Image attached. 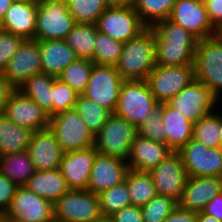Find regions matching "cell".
<instances>
[{
  "label": "cell",
  "mask_w": 222,
  "mask_h": 222,
  "mask_svg": "<svg viewBox=\"0 0 222 222\" xmlns=\"http://www.w3.org/2000/svg\"><path fill=\"white\" fill-rule=\"evenodd\" d=\"M172 150L163 143L135 136L126 160L128 168L149 172L155 168Z\"/></svg>",
  "instance_id": "603a6c76"
},
{
  "label": "cell",
  "mask_w": 222,
  "mask_h": 222,
  "mask_svg": "<svg viewBox=\"0 0 222 222\" xmlns=\"http://www.w3.org/2000/svg\"><path fill=\"white\" fill-rule=\"evenodd\" d=\"M128 170L126 160L97 153L93 161L87 190L98 195L100 192L125 181Z\"/></svg>",
  "instance_id": "d6986e66"
},
{
  "label": "cell",
  "mask_w": 222,
  "mask_h": 222,
  "mask_svg": "<svg viewBox=\"0 0 222 222\" xmlns=\"http://www.w3.org/2000/svg\"><path fill=\"white\" fill-rule=\"evenodd\" d=\"M211 25L222 30V0H203Z\"/></svg>",
  "instance_id": "f6af8a7d"
},
{
  "label": "cell",
  "mask_w": 222,
  "mask_h": 222,
  "mask_svg": "<svg viewBox=\"0 0 222 222\" xmlns=\"http://www.w3.org/2000/svg\"><path fill=\"white\" fill-rule=\"evenodd\" d=\"M6 222H26V221L6 215Z\"/></svg>",
  "instance_id": "9f6ffc18"
},
{
  "label": "cell",
  "mask_w": 222,
  "mask_h": 222,
  "mask_svg": "<svg viewBox=\"0 0 222 222\" xmlns=\"http://www.w3.org/2000/svg\"><path fill=\"white\" fill-rule=\"evenodd\" d=\"M97 33L96 24L76 23L64 40L78 59L92 61Z\"/></svg>",
  "instance_id": "4dcf8cb0"
},
{
  "label": "cell",
  "mask_w": 222,
  "mask_h": 222,
  "mask_svg": "<svg viewBox=\"0 0 222 222\" xmlns=\"http://www.w3.org/2000/svg\"><path fill=\"white\" fill-rule=\"evenodd\" d=\"M100 212L104 216H111L124 207L131 205L130 194L126 181L104 190L98 194Z\"/></svg>",
  "instance_id": "74e56055"
},
{
  "label": "cell",
  "mask_w": 222,
  "mask_h": 222,
  "mask_svg": "<svg viewBox=\"0 0 222 222\" xmlns=\"http://www.w3.org/2000/svg\"><path fill=\"white\" fill-rule=\"evenodd\" d=\"M75 24L66 3L39 0L34 40H64Z\"/></svg>",
  "instance_id": "8992f818"
},
{
  "label": "cell",
  "mask_w": 222,
  "mask_h": 222,
  "mask_svg": "<svg viewBox=\"0 0 222 222\" xmlns=\"http://www.w3.org/2000/svg\"><path fill=\"white\" fill-rule=\"evenodd\" d=\"M203 212L222 221V192L208 202Z\"/></svg>",
  "instance_id": "c3c4849f"
},
{
  "label": "cell",
  "mask_w": 222,
  "mask_h": 222,
  "mask_svg": "<svg viewBox=\"0 0 222 222\" xmlns=\"http://www.w3.org/2000/svg\"><path fill=\"white\" fill-rule=\"evenodd\" d=\"M17 187L0 172V212L6 213L8 211Z\"/></svg>",
  "instance_id": "ee69618b"
},
{
  "label": "cell",
  "mask_w": 222,
  "mask_h": 222,
  "mask_svg": "<svg viewBox=\"0 0 222 222\" xmlns=\"http://www.w3.org/2000/svg\"><path fill=\"white\" fill-rule=\"evenodd\" d=\"M196 222H222L214 216L207 215L203 211L196 212Z\"/></svg>",
  "instance_id": "f907efd6"
},
{
  "label": "cell",
  "mask_w": 222,
  "mask_h": 222,
  "mask_svg": "<svg viewBox=\"0 0 222 222\" xmlns=\"http://www.w3.org/2000/svg\"><path fill=\"white\" fill-rule=\"evenodd\" d=\"M25 187L53 204L70 190L59 169L35 171Z\"/></svg>",
  "instance_id": "4316f807"
},
{
  "label": "cell",
  "mask_w": 222,
  "mask_h": 222,
  "mask_svg": "<svg viewBox=\"0 0 222 222\" xmlns=\"http://www.w3.org/2000/svg\"><path fill=\"white\" fill-rule=\"evenodd\" d=\"M26 39L0 29V73H2L11 58Z\"/></svg>",
  "instance_id": "7bdbcfd3"
},
{
  "label": "cell",
  "mask_w": 222,
  "mask_h": 222,
  "mask_svg": "<svg viewBox=\"0 0 222 222\" xmlns=\"http://www.w3.org/2000/svg\"><path fill=\"white\" fill-rule=\"evenodd\" d=\"M155 33V54L157 66H183L194 64L198 39L182 26L169 19L157 22Z\"/></svg>",
  "instance_id": "6da1fadb"
},
{
  "label": "cell",
  "mask_w": 222,
  "mask_h": 222,
  "mask_svg": "<svg viewBox=\"0 0 222 222\" xmlns=\"http://www.w3.org/2000/svg\"><path fill=\"white\" fill-rule=\"evenodd\" d=\"M177 0H134L133 9L143 24L152 28L157 22L169 19Z\"/></svg>",
  "instance_id": "d6a6232c"
},
{
  "label": "cell",
  "mask_w": 222,
  "mask_h": 222,
  "mask_svg": "<svg viewBox=\"0 0 222 222\" xmlns=\"http://www.w3.org/2000/svg\"><path fill=\"white\" fill-rule=\"evenodd\" d=\"M137 134L152 141L166 144V136L162 121V104L154 107L150 115L137 128Z\"/></svg>",
  "instance_id": "60d3db41"
},
{
  "label": "cell",
  "mask_w": 222,
  "mask_h": 222,
  "mask_svg": "<svg viewBox=\"0 0 222 222\" xmlns=\"http://www.w3.org/2000/svg\"><path fill=\"white\" fill-rule=\"evenodd\" d=\"M219 136L221 140V147H222V114H219Z\"/></svg>",
  "instance_id": "11a10c76"
},
{
  "label": "cell",
  "mask_w": 222,
  "mask_h": 222,
  "mask_svg": "<svg viewBox=\"0 0 222 222\" xmlns=\"http://www.w3.org/2000/svg\"><path fill=\"white\" fill-rule=\"evenodd\" d=\"M0 172L18 187L25 186L35 172L28 150L0 156Z\"/></svg>",
  "instance_id": "f1b7e54d"
},
{
  "label": "cell",
  "mask_w": 222,
  "mask_h": 222,
  "mask_svg": "<svg viewBox=\"0 0 222 222\" xmlns=\"http://www.w3.org/2000/svg\"><path fill=\"white\" fill-rule=\"evenodd\" d=\"M27 150L35 171L58 169L64 153L49 127L33 133Z\"/></svg>",
  "instance_id": "44dd1931"
},
{
  "label": "cell",
  "mask_w": 222,
  "mask_h": 222,
  "mask_svg": "<svg viewBox=\"0 0 222 222\" xmlns=\"http://www.w3.org/2000/svg\"><path fill=\"white\" fill-rule=\"evenodd\" d=\"M54 76L39 73L27 79L18 88L25 96L34 100L48 115L53 116L52 85Z\"/></svg>",
  "instance_id": "f546056e"
},
{
  "label": "cell",
  "mask_w": 222,
  "mask_h": 222,
  "mask_svg": "<svg viewBox=\"0 0 222 222\" xmlns=\"http://www.w3.org/2000/svg\"><path fill=\"white\" fill-rule=\"evenodd\" d=\"M2 113L16 125L34 132L49 127V115L18 89L12 92Z\"/></svg>",
  "instance_id": "2e32d148"
},
{
  "label": "cell",
  "mask_w": 222,
  "mask_h": 222,
  "mask_svg": "<svg viewBox=\"0 0 222 222\" xmlns=\"http://www.w3.org/2000/svg\"><path fill=\"white\" fill-rule=\"evenodd\" d=\"M158 195L179 202L188 175L178 151L170 152L155 168L149 171Z\"/></svg>",
  "instance_id": "5bb4252c"
},
{
  "label": "cell",
  "mask_w": 222,
  "mask_h": 222,
  "mask_svg": "<svg viewBox=\"0 0 222 222\" xmlns=\"http://www.w3.org/2000/svg\"><path fill=\"white\" fill-rule=\"evenodd\" d=\"M97 153L94 146L63 153L58 169L66 179L70 190L87 189L93 161Z\"/></svg>",
  "instance_id": "ffe728a7"
},
{
  "label": "cell",
  "mask_w": 222,
  "mask_h": 222,
  "mask_svg": "<svg viewBox=\"0 0 222 222\" xmlns=\"http://www.w3.org/2000/svg\"><path fill=\"white\" fill-rule=\"evenodd\" d=\"M74 109L83 119L88 131L95 136L112 114L108 109L96 104L83 94H79Z\"/></svg>",
  "instance_id": "836d02e7"
},
{
  "label": "cell",
  "mask_w": 222,
  "mask_h": 222,
  "mask_svg": "<svg viewBox=\"0 0 222 222\" xmlns=\"http://www.w3.org/2000/svg\"><path fill=\"white\" fill-rule=\"evenodd\" d=\"M162 121L166 145L172 151H179L193 138L194 124L168 103H162Z\"/></svg>",
  "instance_id": "d4e9b609"
},
{
  "label": "cell",
  "mask_w": 222,
  "mask_h": 222,
  "mask_svg": "<svg viewBox=\"0 0 222 222\" xmlns=\"http://www.w3.org/2000/svg\"><path fill=\"white\" fill-rule=\"evenodd\" d=\"M136 135L137 128L126 119L112 113L94 136V147L101 155L127 160Z\"/></svg>",
  "instance_id": "5b68a950"
},
{
  "label": "cell",
  "mask_w": 222,
  "mask_h": 222,
  "mask_svg": "<svg viewBox=\"0 0 222 222\" xmlns=\"http://www.w3.org/2000/svg\"><path fill=\"white\" fill-rule=\"evenodd\" d=\"M212 112L194 124L193 139L211 148L221 147L219 114Z\"/></svg>",
  "instance_id": "f35d334b"
},
{
  "label": "cell",
  "mask_w": 222,
  "mask_h": 222,
  "mask_svg": "<svg viewBox=\"0 0 222 222\" xmlns=\"http://www.w3.org/2000/svg\"><path fill=\"white\" fill-rule=\"evenodd\" d=\"M68 11L75 23L96 24L101 14L109 7L107 0H70Z\"/></svg>",
  "instance_id": "d590c367"
},
{
  "label": "cell",
  "mask_w": 222,
  "mask_h": 222,
  "mask_svg": "<svg viewBox=\"0 0 222 222\" xmlns=\"http://www.w3.org/2000/svg\"><path fill=\"white\" fill-rule=\"evenodd\" d=\"M92 222H113L110 216L101 215L99 218L93 220Z\"/></svg>",
  "instance_id": "db71d44e"
},
{
  "label": "cell",
  "mask_w": 222,
  "mask_h": 222,
  "mask_svg": "<svg viewBox=\"0 0 222 222\" xmlns=\"http://www.w3.org/2000/svg\"><path fill=\"white\" fill-rule=\"evenodd\" d=\"M6 215L26 222H55L53 203L25 186L17 187Z\"/></svg>",
  "instance_id": "ac0fdd59"
},
{
  "label": "cell",
  "mask_w": 222,
  "mask_h": 222,
  "mask_svg": "<svg viewBox=\"0 0 222 222\" xmlns=\"http://www.w3.org/2000/svg\"><path fill=\"white\" fill-rule=\"evenodd\" d=\"M56 1L63 2V3L67 4L70 0H56Z\"/></svg>",
  "instance_id": "91938a15"
},
{
  "label": "cell",
  "mask_w": 222,
  "mask_h": 222,
  "mask_svg": "<svg viewBox=\"0 0 222 222\" xmlns=\"http://www.w3.org/2000/svg\"><path fill=\"white\" fill-rule=\"evenodd\" d=\"M158 104L146 80H124L114 114L138 128Z\"/></svg>",
  "instance_id": "3957f363"
},
{
  "label": "cell",
  "mask_w": 222,
  "mask_h": 222,
  "mask_svg": "<svg viewBox=\"0 0 222 222\" xmlns=\"http://www.w3.org/2000/svg\"><path fill=\"white\" fill-rule=\"evenodd\" d=\"M195 80L194 64L155 66L146 81L158 103H167Z\"/></svg>",
  "instance_id": "9c48e42d"
},
{
  "label": "cell",
  "mask_w": 222,
  "mask_h": 222,
  "mask_svg": "<svg viewBox=\"0 0 222 222\" xmlns=\"http://www.w3.org/2000/svg\"><path fill=\"white\" fill-rule=\"evenodd\" d=\"M220 192H222V178L220 177H188L178 206L192 212H200Z\"/></svg>",
  "instance_id": "7402d4cb"
},
{
  "label": "cell",
  "mask_w": 222,
  "mask_h": 222,
  "mask_svg": "<svg viewBox=\"0 0 222 222\" xmlns=\"http://www.w3.org/2000/svg\"><path fill=\"white\" fill-rule=\"evenodd\" d=\"M109 6H132L134 0H107Z\"/></svg>",
  "instance_id": "f5cc1de1"
},
{
  "label": "cell",
  "mask_w": 222,
  "mask_h": 222,
  "mask_svg": "<svg viewBox=\"0 0 222 222\" xmlns=\"http://www.w3.org/2000/svg\"><path fill=\"white\" fill-rule=\"evenodd\" d=\"M12 4L11 0H0V23Z\"/></svg>",
  "instance_id": "816d5d0a"
},
{
  "label": "cell",
  "mask_w": 222,
  "mask_h": 222,
  "mask_svg": "<svg viewBox=\"0 0 222 222\" xmlns=\"http://www.w3.org/2000/svg\"><path fill=\"white\" fill-rule=\"evenodd\" d=\"M15 88L6 80L3 73H0V112Z\"/></svg>",
  "instance_id": "681fc988"
},
{
  "label": "cell",
  "mask_w": 222,
  "mask_h": 222,
  "mask_svg": "<svg viewBox=\"0 0 222 222\" xmlns=\"http://www.w3.org/2000/svg\"><path fill=\"white\" fill-rule=\"evenodd\" d=\"M49 128L63 152L82 150L94 146V136L88 131L75 109L50 117Z\"/></svg>",
  "instance_id": "52a82bcc"
},
{
  "label": "cell",
  "mask_w": 222,
  "mask_h": 222,
  "mask_svg": "<svg viewBox=\"0 0 222 222\" xmlns=\"http://www.w3.org/2000/svg\"><path fill=\"white\" fill-rule=\"evenodd\" d=\"M41 72L39 41L26 39L2 73L6 80L18 89L27 79Z\"/></svg>",
  "instance_id": "e0dca14e"
},
{
  "label": "cell",
  "mask_w": 222,
  "mask_h": 222,
  "mask_svg": "<svg viewBox=\"0 0 222 222\" xmlns=\"http://www.w3.org/2000/svg\"><path fill=\"white\" fill-rule=\"evenodd\" d=\"M169 20L182 26L198 40L219 34L210 23L203 0H177Z\"/></svg>",
  "instance_id": "9a60e30c"
},
{
  "label": "cell",
  "mask_w": 222,
  "mask_h": 222,
  "mask_svg": "<svg viewBox=\"0 0 222 222\" xmlns=\"http://www.w3.org/2000/svg\"><path fill=\"white\" fill-rule=\"evenodd\" d=\"M38 1L13 2L0 23V29L25 39H34Z\"/></svg>",
  "instance_id": "cb8c5ba5"
},
{
  "label": "cell",
  "mask_w": 222,
  "mask_h": 222,
  "mask_svg": "<svg viewBox=\"0 0 222 222\" xmlns=\"http://www.w3.org/2000/svg\"><path fill=\"white\" fill-rule=\"evenodd\" d=\"M42 73L58 75L78 57L65 40L39 41Z\"/></svg>",
  "instance_id": "484cf974"
},
{
  "label": "cell",
  "mask_w": 222,
  "mask_h": 222,
  "mask_svg": "<svg viewBox=\"0 0 222 222\" xmlns=\"http://www.w3.org/2000/svg\"><path fill=\"white\" fill-rule=\"evenodd\" d=\"M219 100L200 81L193 80L167 103L193 124L212 113Z\"/></svg>",
  "instance_id": "7c38bea8"
},
{
  "label": "cell",
  "mask_w": 222,
  "mask_h": 222,
  "mask_svg": "<svg viewBox=\"0 0 222 222\" xmlns=\"http://www.w3.org/2000/svg\"><path fill=\"white\" fill-rule=\"evenodd\" d=\"M13 2H18V3H24V2H32V1H39V0H11Z\"/></svg>",
  "instance_id": "680465c9"
},
{
  "label": "cell",
  "mask_w": 222,
  "mask_h": 222,
  "mask_svg": "<svg viewBox=\"0 0 222 222\" xmlns=\"http://www.w3.org/2000/svg\"><path fill=\"white\" fill-rule=\"evenodd\" d=\"M55 222H92L99 218V198L87 189L69 190L53 204Z\"/></svg>",
  "instance_id": "ba28073f"
},
{
  "label": "cell",
  "mask_w": 222,
  "mask_h": 222,
  "mask_svg": "<svg viewBox=\"0 0 222 222\" xmlns=\"http://www.w3.org/2000/svg\"><path fill=\"white\" fill-rule=\"evenodd\" d=\"M110 217L113 222H144L141 208L134 205L124 207L118 212L113 213Z\"/></svg>",
  "instance_id": "bcb514c9"
},
{
  "label": "cell",
  "mask_w": 222,
  "mask_h": 222,
  "mask_svg": "<svg viewBox=\"0 0 222 222\" xmlns=\"http://www.w3.org/2000/svg\"><path fill=\"white\" fill-rule=\"evenodd\" d=\"M125 181L130 194L131 205L142 207L157 195L149 172L129 169Z\"/></svg>",
  "instance_id": "1f68e13d"
},
{
  "label": "cell",
  "mask_w": 222,
  "mask_h": 222,
  "mask_svg": "<svg viewBox=\"0 0 222 222\" xmlns=\"http://www.w3.org/2000/svg\"><path fill=\"white\" fill-rule=\"evenodd\" d=\"M78 95L69 85L55 77L52 85L53 116L74 109Z\"/></svg>",
  "instance_id": "b9f144b4"
},
{
  "label": "cell",
  "mask_w": 222,
  "mask_h": 222,
  "mask_svg": "<svg viewBox=\"0 0 222 222\" xmlns=\"http://www.w3.org/2000/svg\"><path fill=\"white\" fill-rule=\"evenodd\" d=\"M123 44L98 31L92 62L96 65L115 66L121 56Z\"/></svg>",
  "instance_id": "8d00e7d4"
},
{
  "label": "cell",
  "mask_w": 222,
  "mask_h": 222,
  "mask_svg": "<svg viewBox=\"0 0 222 222\" xmlns=\"http://www.w3.org/2000/svg\"><path fill=\"white\" fill-rule=\"evenodd\" d=\"M163 222H196V212L185 210L177 206Z\"/></svg>",
  "instance_id": "7dc6e473"
},
{
  "label": "cell",
  "mask_w": 222,
  "mask_h": 222,
  "mask_svg": "<svg viewBox=\"0 0 222 222\" xmlns=\"http://www.w3.org/2000/svg\"><path fill=\"white\" fill-rule=\"evenodd\" d=\"M94 63L87 59H77L68 65L58 79L69 85L78 94H83L89 81Z\"/></svg>",
  "instance_id": "e575fe53"
},
{
  "label": "cell",
  "mask_w": 222,
  "mask_h": 222,
  "mask_svg": "<svg viewBox=\"0 0 222 222\" xmlns=\"http://www.w3.org/2000/svg\"><path fill=\"white\" fill-rule=\"evenodd\" d=\"M178 206V202L171 197L156 195L141 208L144 222H163Z\"/></svg>",
  "instance_id": "ab89813d"
},
{
  "label": "cell",
  "mask_w": 222,
  "mask_h": 222,
  "mask_svg": "<svg viewBox=\"0 0 222 222\" xmlns=\"http://www.w3.org/2000/svg\"><path fill=\"white\" fill-rule=\"evenodd\" d=\"M123 81L115 66L94 64L83 95L114 113Z\"/></svg>",
  "instance_id": "30bf717a"
},
{
  "label": "cell",
  "mask_w": 222,
  "mask_h": 222,
  "mask_svg": "<svg viewBox=\"0 0 222 222\" xmlns=\"http://www.w3.org/2000/svg\"><path fill=\"white\" fill-rule=\"evenodd\" d=\"M0 222H6V213L0 212Z\"/></svg>",
  "instance_id": "6f0895ef"
},
{
  "label": "cell",
  "mask_w": 222,
  "mask_h": 222,
  "mask_svg": "<svg viewBox=\"0 0 222 222\" xmlns=\"http://www.w3.org/2000/svg\"><path fill=\"white\" fill-rule=\"evenodd\" d=\"M96 26L99 32L123 43L147 28L132 6H109L98 18Z\"/></svg>",
  "instance_id": "8fae6325"
},
{
  "label": "cell",
  "mask_w": 222,
  "mask_h": 222,
  "mask_svg": "<svg viewBox=\"0 0 222 222\" xmlns=\"http://www.w3.org/2000/svg\"><path fill=\"white\" fill-rule=\"evenodd\" d=\"M178 152L188 177L222 178V147L211 148L192 138Z\"/></svg>",
  "instance_id": "4fadbf2b"
},
{
  "label": "cell",
  "mask_w": 222,
  "mask_h": 222,
  "mask_svg": "<svg viewBox=\"0 0 222 222\" xmlns=\"http://www.w3.org/2000/svg\"><path fill=\"white\" fill-rule=\"evenodd\" d=\"M155 66V33L147 27L123 44L115 68L123 80H146Z\"/></svg>",
  "instance_id": "7a4b0ae2"
},
{
  "label": "cell",
  "mask_w": 222,
  "mask_h": 222,
  "mask_svg": "<svg viewBox=\"0 0 222 222\" xmlns=\"http://www.w3.org/2000/svg\"><path fill=\"white\" fill-rule=\"evenodd\" d=\"M34 131L16 125L0 112V156L27 150Z\"/></svg>",
  "instance_id": "83f0119b"
},
{
  "label": "cell",
  "mask_w": 222,
  "mask_h": 222,
  "mask_svg": "<svg viewBox=\"0 0 222 222\" xmlns=\"http://www.w3.org/2000/svg\"><path fill=\"white\" fill-rule=\"evenodd\" d=\"M195 79L220 100L222 96V37L198 40L194 55Z\"/></svg>",
  "instance_id": "277c9868"
}]
</instances>
